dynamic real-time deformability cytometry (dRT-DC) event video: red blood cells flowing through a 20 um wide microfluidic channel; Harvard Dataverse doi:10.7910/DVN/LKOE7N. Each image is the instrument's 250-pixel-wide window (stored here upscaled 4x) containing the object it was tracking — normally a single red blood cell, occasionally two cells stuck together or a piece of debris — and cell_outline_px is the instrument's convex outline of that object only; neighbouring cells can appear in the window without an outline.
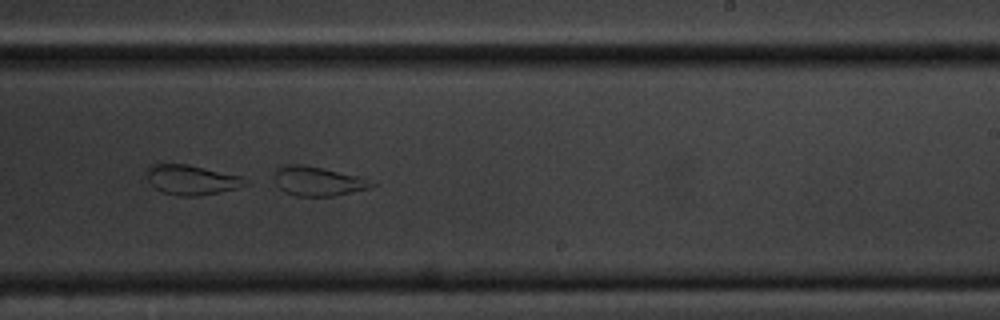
{"species": "common noctule bat (a hibernating species)", "species_latin": "Nyctalus noctula", "temperature_condition": "cold", "stored_images_in_passage": 53, "camera_frame_rate_fps": 3000, "um_per_image_px": 0.085, "animal": {"sex": "male", "body_mass_g": 20.1, "forearm_length_mm": 53.5}, "frame": {"image": 1, "passage_image": 30, "time_ms": 9.667, "image_size_px": [1000, 320], "cell_outline_px": [[376, 184], [372, 188], [336, 196], [296, 196], [284, 192], [276, 184], [272, 176], [276, 168], [284, 164], [304, 164], [324, 168], [356, 176]], "centroid_in_image_um": [26.95, 15.4], "position_along_channel_um": 262.0, "area_um2": 16.82}}
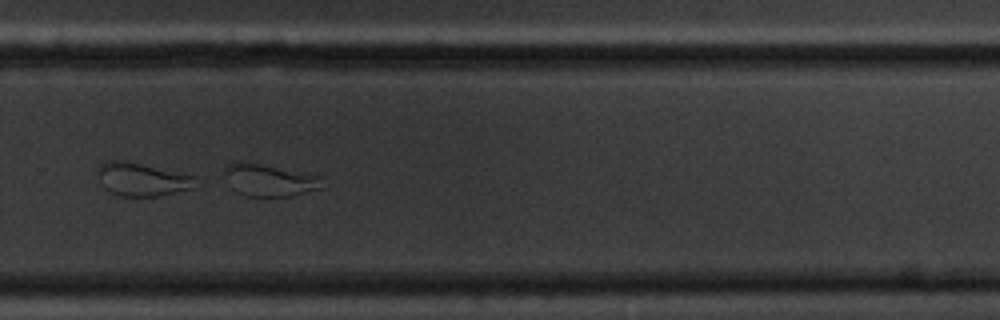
{"frame": {"image": 2, "passage_image": 34, "time_ms": 11.0, "image_size_px": [1000, 320], "cell_outline_px": [[324, 188], [292, 196], [244, 196], [236, 192], [232, 188], [224, 172], [224, 168], [228, 164], [236, 160], [244, 160], [308, 172], [320, 176]], "centroid_in_image_um": [22.92, 15.28], "position_along_channel_um": 306.9, "area_um2": 18.96}}
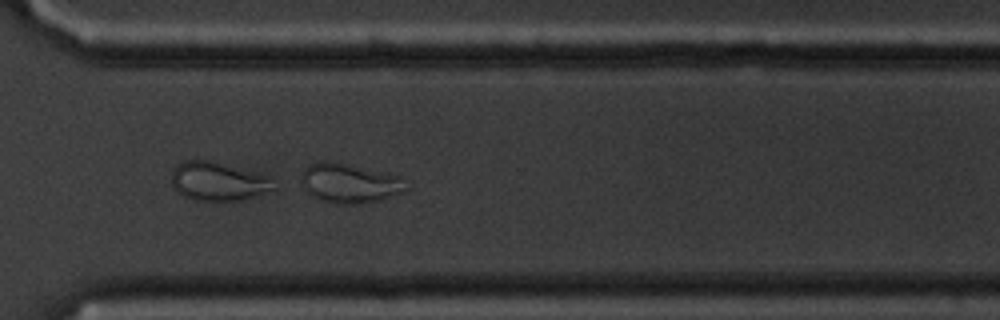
{"frame": {"image": 3, "passage_image": 37, "time_ms": 12.0, "image_size_px": [1000, 320], "cell_outline_px": [[408, 188], [404, 192], [376, 200], [356, 204], [332, 204], [320, 200], [312, 196], [304, 188], [300, 180], [300, 176], [304, 168], [308, 164], [320, 160], [324, 160], [344, 164], [396, 176]], "centroid_in_image_um": [29.58, 15.58], "position_along_channel_um": 341.0, "area_um2": 23.58}}